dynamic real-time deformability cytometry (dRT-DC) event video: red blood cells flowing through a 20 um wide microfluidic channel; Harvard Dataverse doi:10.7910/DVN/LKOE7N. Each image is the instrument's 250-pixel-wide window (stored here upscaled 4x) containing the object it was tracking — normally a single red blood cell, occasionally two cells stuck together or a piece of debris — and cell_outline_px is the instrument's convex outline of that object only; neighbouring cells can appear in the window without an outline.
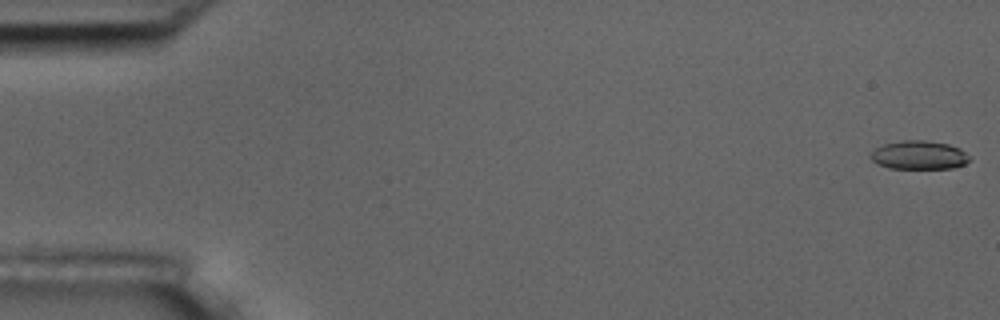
{"species": "common noctule bat (a hibernating species)", "species_latin": "Nyctalus noctula", "temperature_condition": "room temperature", "stored_images_in_passage": 56, "camera_frame_rate_fps": 3000, "um_per_image_px": 0.085, "animal": {"sex": "male", "body_mass_g": 17.5, "forearm_length_mm": 52.3}, "frame": {"image": 1, "passage_image": 1, "time_ms": 0.0, "image_size_px": [1000, 320], "cell_outline_px": [[972, 160], [964, 164], [952, 168], [888, 168], [876, 164], [868, 156], [876, 148], [884, 144], [904, 140], [924, 140], [948, 144], [960, 148]], "centroid_in_image_um": [78.1, 13.18], "position_along_channel_um": 6.9, "area_um2": 16.47}}
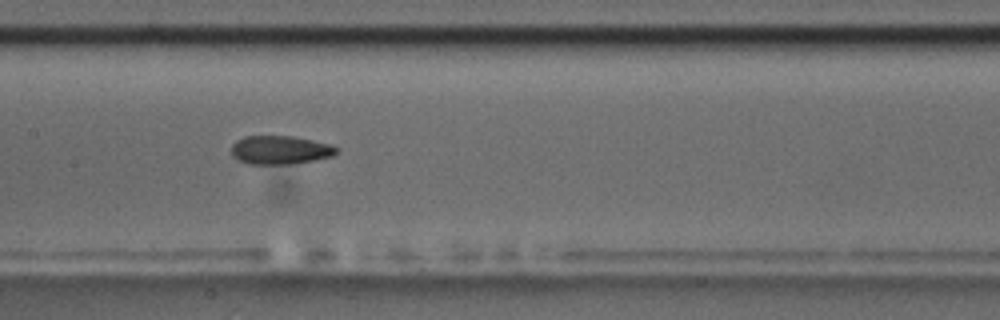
{"frame": {"image": 2, "passage_image": 28, "time_ms": 9.0, "image_size_px": [1000, 320], "cell_outline_px": [[340, 148], [332, 156], [316, 160], [288, 164], [248, 164], [236, 160], [232, 156], [232, 144], [236, 140], [244, 136], [292, 136], [312, 140], [328, 144]], "centroid_in_image_um": [23.78, 12.75], "position_along_channel_um": 183.6, "area_um2": 17.57}}
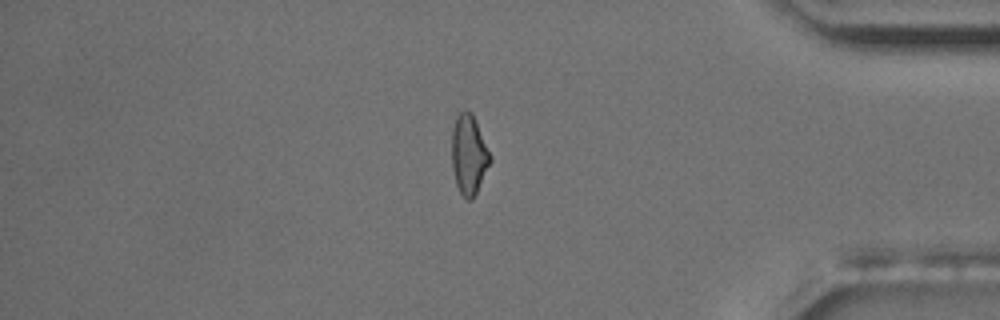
{"frame": {"image": 3, "passage_image": 48, "time_ms": 15.667, "image_size_px": [1000, 320], "cell_outline_px": [[492, 160], [472, 200], [468, 200], [460, 192], [456, 184], [452, 168], [452, 128], [456, 116], [464, 108], [472, 112], [492, 156]], "centroid_in_image_um": [39.85, 13.1], "position_along_channel_um": 395.3, "area_um2": 17.92}}